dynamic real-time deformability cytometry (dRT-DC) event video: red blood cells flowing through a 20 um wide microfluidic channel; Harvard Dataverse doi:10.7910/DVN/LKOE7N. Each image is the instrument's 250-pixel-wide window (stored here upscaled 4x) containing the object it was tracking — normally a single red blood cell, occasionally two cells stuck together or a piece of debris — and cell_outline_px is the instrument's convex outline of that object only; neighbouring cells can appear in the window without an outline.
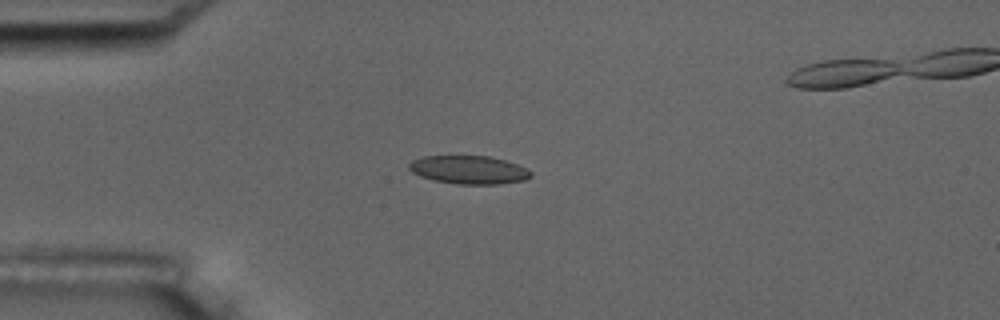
{"species": "common noctule bat (a hibernating species)", "species_latin": "Nyctalus noctula", "temperature_condition": "room temperature", "stored_images_in_passage": 6, "camera_frame_rate_fps": 3000, "um_per_image_px": 0.085, "animal": {"sex": "male", "body_mass_g": 17.5, "forearm_length_mm": 52.3}, "frame": {"image": 1, "passage_image": 3, "time_ms": 3.0, "image_size_px": [1000, 320], "cell_outline_px": [[532, 176], [524, 180], [496, 184], [460, 184], [436, 180], [420, 176], [412, 172], [408, 168], [408, 164], [412, 160], [424, 156], [488, 156], [504, 160], [528, 168], [532, 172]], "centroid_in_image_um": [39.86, 14.43], "position_along_channel_um": 45.1, "area_um2": 19.94}}